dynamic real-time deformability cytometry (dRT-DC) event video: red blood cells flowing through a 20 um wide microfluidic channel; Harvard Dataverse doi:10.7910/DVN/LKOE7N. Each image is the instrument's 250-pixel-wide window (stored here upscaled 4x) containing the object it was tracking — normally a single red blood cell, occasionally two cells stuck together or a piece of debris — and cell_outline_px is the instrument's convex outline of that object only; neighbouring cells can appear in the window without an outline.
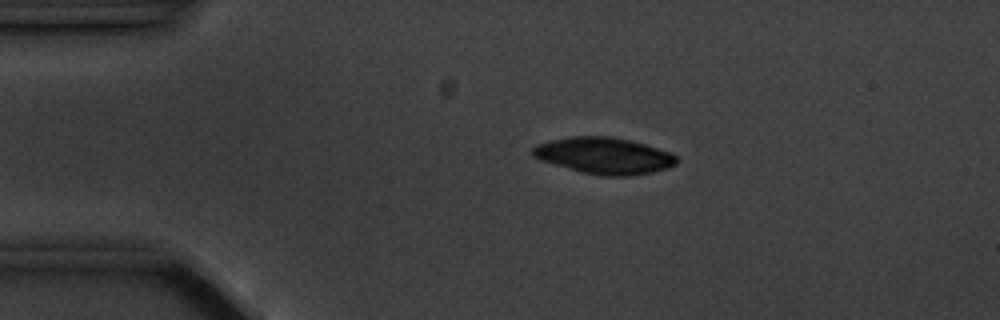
{"species": "common noctule bat (a hibernating species)", "species_latin": "Nyctalus noctula", "temperature_condition": "cold", "stored_images_in_passage": 2, "camera_frame_rate_fps": 3000, "um_per_image_px": 0.085, "animal": {"sex": "male", "body_mass_g": 20.1, "forearm_length_mm": 53.5}, "frame": {"image": 1, "passage_image": 1, "time_ms": 0.0, "image_size_px": [1000, 320], "cell_outline_px": [[680, 160], [676, 164], [668, 168], [652, 172], [632, 176], [604, 176], [580, 172], [540, 160], [532, 156], [532, 148], [536, 144], [552, 140], [572, 136], [612, 136], [644, 144], [668, 152], [676, 156]], "centroid_in_image_um": [51.34, 13.24], "position_along_channel_um": 33.7, "area_um2": 30.58}}